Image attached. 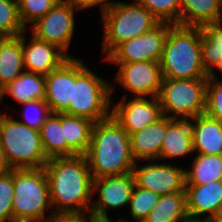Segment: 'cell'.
Segmentation results:
<instances>
[{
    "label": "cell",
    "instance_id": "obj_20",
    "mask_svg": "<svg viewBox=\"0 0 222 222\" xmlns=\"http://www.w3.org/2000/svg\"><path fill=\"white\" fill-rule=\"evenodd\" d=\"M190 120L167 117V131L162 142L159 159H175L193 153Z\"/></svg>",
    "mask_w": 222,
    "mask_h": 222
},
{
    "label": "cell",
    "instance_id": "obj_3",
    "mask_svg": "<svg viewBox=\"0 0 222 222\" xmlns=\"http://www.w3.org/2000/svg\"><path fill=\"white\" fill-rule=\"evenodd\" d=\"M200 27L174 25L167 35L159 61L163 78H207L202 65Z\"/></svg>",
    "mask_w": 222,
    "mask_h": 222
},
{
    "label": "cell",
    "instance_id": "obj_36",
    "mask_svg": "<svg viewBox=\"0 0 222 222\" xmlns=\"http://www.w3.org/2000/svg\"><path fill=\"white\" fill-rule=\"evenodd\" d=\"M79 10L87 9L99 5L101 7V14H104L114 3L108 0H72L71 1Z\"/></svg>",
    "mask_w": 222,
    "mask_h": 222
},
{
    "label": "cell",
    "instance_id": "obj_15",
    "mask_svg": "<svg viewBox=\"0 0 222 222\" xmlns=\"http://www.w3.org/2000/svg\"><path fill=\"white\" fill-rule=\"evenodd\" d=\"M186 210L191 221H213L222 208V180L205 185H186ZM206 218H201V215Z\"/></svg>",
    "mask_w": 222,
    "mask_h": 222
},
{
    "label": "cell",
    "instance_id": "obj_32",
    "mask_svg": "<svg viewBox=\"0 0 222 222\" xmlns=\"http://www.w3.org/2000/svg\"><path fill=\"white\" fill-rule=\"evenodd\" d=\"M19 17L27 29V23L31 25L40 17L46 15L60 0H17Z\"/></svg>",
    "mask_w": 222,
    "mask_h": 222
},
{
    "label": "cell",
    "instance_id": "obj_1",
    "mask_svg": "<svg viewBox=\"0 0 222 222\" xmlns=\"http://www.w3.org/2000/svg\"><path fill=\"white\" fill-rule=\"evenodd\" d=\"M48 178L50 202L56 216H88L93 179L85 156L48 159L43 167Z\"/></svg>",
    "mask_w": 222,
    "mask_h": 222
},
{
    "label": "cell",
    "instance_id": "obj_14",
    "mask_svg": "<svg viewBox=\"0 0 222 222\" xmlns=\"http://www.w3.org/2000/svg\"><path fill=\"white\" fill-rule=\"evenodd\" d=\"M127 95L111 108L112 117L130 135L153 124L163 116L157 97H135L127 101Z\"/></svg>",
    "mask_w": 222,
    "mask_h": 222
},
{
    "label": "cell",
    "instance_id": "obj_25",
    "mask_svg": "<svg viewBox=\"0 0 222 222\" xmlns=\"http://www.w3.org/2000/svg\"><path fill=\"white\" fill-rule=\"evenodd\" d=\"M185 191L161 195L144 222H188Z\"/></svg>",
    "mask_w": 222,
    "mask_h": 222
},
{
    "label": "cell",
    "instance_id": "obj_5",
    "mask_svg": "<svg viewBox=\"0 0 222 222\" xmlns=\"http://www.w3.org/2000/svg\"><path fill=\"white\" fill-rule=\"evenodd\" d=\"M135 1V2H134ZM116 2L102 14L103 54L105 59L123 42L129 41L156 27L160 21L136 0Z\"/></svg>",
    "mask_w": 222,
    "mask_h": 222
},
{
    "label": "cell",
    "instance_id": "obj_21",
    "mask_svg": "<svg viewBox=\"0 0 222 222\" xmlns=\"http://www.w3.org/2000/svg\"><path fill=\"white\" fill-rule=\"evenodd\" d=\"M94 123L88 118L62 113L67 157L85 155L90 146Z\"/></svg>",
    "mask_w": 222,
    "mask_h": 222
},
{
    "label": "cell",
    "instance_id": "obj_22",
    "mask_svg": "<svg viewBox=\"0 0 222 222\" xmlns=\"http://www.w3.org/2000/svg\"><path fill=\"white\" fill-rule=\"evenodd\" d=\"M222 22V0H181V26Z\"/></svg>",
    "mask_w": 222,
    "mask_h": 222
},
{
    "label": "cell",
    "instance_id": "obj_39",
    "mask_svg": "<svg viewBox=\"0 0 222 222\" xmlns=\"http://www.w3.org/2000/svg\"><path fill=\"white\" fill-rule=\"evenodd\" d=\"M89 222H112V220L110 218H98V217H94L89 215ZM119 222H127L126 220H119Z\"/></svg>",
    "mask_w": 222,
    "mask_h": 222
},
{
    "label": "cell",
    "instance_id": "obj_10",
    "mask_svg": "<svg viewBox=\"0 0 222 222\" xmlns=\"http://www.w3.org/2000/svg\"><path fill=\"white\" fill-rule=\"evenodd\" d=\"M173 24L160 22L153 29L120 44L106 59L111 63L159 62Z\"/></svg>",
    "mask_w": 222,
    "mask_h": 222
},
{
    "label": "cell",
    "instance_id": "obj_26",
    "mask_svg": "<svg viewBox=\"0 0 222 222\" xmlns=\"http://www.w3.org/2000/svg\"><path fill=\"white\" fill-rule=\"evenodd\" d=\"M203 35L201 60L207 72V78L218 79L214 66L222 57V22L205 24L200 27Z\"/></svg>",
    "mask_w": 222,
    "mask_h": 222
},
{
    "label": "cell",
    "instance_id": "obj_16",
    "mask_svg": "<svg viewBox=\"0 0 222 222\" xmlns=\"http://www.w3.org/2000/svg\"><path fill=\"white\" fill-rule=\"evenodd\" d=\"M45 101L51 113H65L72 100L75 84V57H69L58 68L45 75Z\"/></svg>",
    "mask_w": 222,
    "mask_h": 222
},
{
    "label": "cell",
    "instance_id": "obj_31",
    "mask_svg": "<svg viewBox=\"0 0 222 222\" xmlns=\"http://www.w3.org/2000/svg\"><path fill=\"white\" fill-rule=\"evenodd\" d=\"M27 29L19 17L17 0H0V33L19 36Z\"/></svg>",
    "mask_w": 222,
    "mask_h": 222
},
{
    "label": "cell",
    "instance_id": "obj_24",
    "mask_svg": "<svg viewBox=\"0 0 222 222\" xmlns=\"http://www.w3.org/2000/svg\"><path fill=\"white\" fill-rule=\"evenodd\" d=\"M6 94H9L19 104L44 100L46 94L45 75L24 71L0 91V102Z\"/></svg>",
    "mask_w": 222,
    "mask_h": 222
},
{
    "label": "cell",
    "instance_id": "obj_12",
    "mask_svg": "<svg viewBox=\"0 0 222 222\" xmlns=\"http://www.w3.org/2000/svg\"><path fill=\"white\" fill-rule=\"evenodd\" d=\"M134 185L133 173L93 179V195L98 191L99 197L95 202L92 201L89 215L109 218L107 208L117 209L128 205Z\"/></svg>",
    "mask_w": 222,
    "mask_h": 222
},
{
    "label": "cell",
    "instance_id": "obj_38",
    "mask_svg": "<svg viewBox=\"0 0 222 222\" xmlns=\"http://www.w3.org/2000/svg\"><path fill=\"white\" fill-rule=\"evenodd\" d=\"M10 171H11V168L6 161L4 150L0 143V176L5 175Z\"/></svg>",
    "mask_w": 222,
    "mask_h": 222
},
{
    "label": "cell",
    "instance_id": "obj_41",
    "mask_svg": "<svg viewBox=\"0 0 222 222\" xmlns=\"http://www.w3.org/2000/svg\"><path fill=\"white\" fill-rule=\"evenodd\" d=\"M214 67H216L217 69H219L220 72L222 71V57H221V59L219 60V62L215 64Z\"/></svg>",
    "mask_w": 222,
    "mask_h": 222
},
{
    "label": "cell",
    "instance_id": "obj_33",
    "mask_svg": "<svg viewBox=\"0 0 222 222\" xmlns=\"http://www.w3.org/2000/svg\"><path fill=\"white\" fill-rule=\"evenodd\" d=\"M14 199L13 169L0 176V222H13L12 204Z\"/></svg>",
    "mask_w": 222,
    "mask_h": 222
},
{
    "label": "cell",
    "instance_id": "obj_17",
    "mask_svg": "<svg viewBox=\"0 0 222 222\" xmlns=\"http://www.w3.org/2000/svg\"><path fill=\"white\" fill-rule=\"evenodd\" d=\"M26 31L22 33L24 69L28 72L49 74L69 57L57 46L38 39L34 35L26 45Z\"/></svg>",
    "mask_w": 222,
    "mask_h": 222
},
{
    "label": "cell",
    "instance_id": "obj_18",
    "mask_svg": "<svg viewBox=\"0 0 222 222\" xmlns=\"http://www.w3.org/2000/svg\"><path fill=\"white\" fill-rule=\"evenodd\" d=\"M167 131V116L163 115L153 124L129 135L134 160H159L162 142Z\"/></svg>",
    "mask_w": 222,
    "mask_h": 222
},
{
    "label": "cell",
    "instance_id": "obj_9",
    "mask_svg": "<svg viewBox=\"0 0 222 222\" xmlns=\"http://www.w3.org/2000/svg\"><path fill=\"white\" fill-rule=\"evenodd\" d=\"M76 9L71 1H59L45 16L32 24V34L72 57L67 51L74 35Z\"/></svg>",
    "mask_w": 222,
    "mask_h": 222
},
{
    "label": "cell",
    "instance_id": "obj_27",
    "mask_svg": "<svg viewBox=\"0 0 222 222\" xmlns=\"http://www.w3.org/2000/svg\"><path fill=\"white\" fill-rule=\"evenodd\" d=\"M40 137L47 159L67 157L62 113H51L41 126Z\"/></svg>",
    "mask_w": 222,
    "mask_h": 222
},
{
    "label": "cell",
    "instance_id": "obj_8",
    "mask_svg": "<svg viewBox=\"0 0 222 222\" xmlns=\"http://www.w3.org/2000/svg\"><path fill=\"white\" fill-rule=\"evenodd\" d=\"M206 87L207 78H163L157 96L163 115L171 119L190 120L204 114Z\"/></svg>",
    "mask_w": 222,
    "mask_h": 222
},
{
    "label": "cell",
    "instance_id": "obj_2",
    "mask_svg": "<svg viewBox=\"0 0 222 222\" xmlns=\"http://www.w3.org/2000/svg\"><path fill=\"white\" fill-rule=\"evenodd\" d=\"M85 158L92 179L132 173L136 164L127 131L112 117L94 123Z\"/></svg>",
    "mask_w": 222,
    "mask_h": 222
},
{
    "label": "cell",
    "instance_id": "obj_37",
    "mask_svg": "<svg viewBox=\"0 0 222 222\" xmlns=\"http://www.w3.org/2000/svg\"><path fill=\"white\" fill-rule=\"evenodd\" d=\"M48 222H89L88 216H55Z\"/></svg>",
    "mask_w": 222,
    "mask_h": 222
},
{
    "label": "cell",
    "instance_id": "obj_13",
    "mask_svg": "<svg viewBox=\"0 0 222 222\" xmlns=\"http://www.w3.org/2000/svg\"><path fill=\"white\" fill-rule=\"evenodd\" d=\"M137 167L136 162L132 173L137 187L159 195L185 191V169L167 163H154V161L140 168Z\"/></svg>",
    "mask_w": 222,
    "mask_h": 222
},
{
    "label": "cell",
    "instance_id": "obj_23",
    "mask_svg": "<svg viewBox=\"0 0 222 222\" xmlns=\"http://www.w3.org/2000/svg\"><path fill=\"white\" fill-rule=\"evenodd\" d=\"M24 71L22 34L7 36L0 45V91Z\"/></svg>",
    "mask_w": 222,
    "mask_h": 222
},
{
    "label": "cell",
    "instance_id": "obj_11",
    "mask_svg": "<svg viewBox=\"0 0 222 222\" xmlns=\"http://www.w3.org/2000/svg\"><path fill=\"white\" fill-rule=\"evenodd\" d=\"M119 65L116 80L135 97H157L163 75L159 62L113 63Z\"/></svg>",
    "mask_w": 222,
    "mask_h": 222
},
{
    "label": "cell",
    "instance_id": "obj_6",
    "mask_svg": "<svg viewBox=\"0 0 222 222\" xmlns=\"http://www.w3.org/2000/svg\"><path fill=\"white\" fill-rule=\"evenodd\" d=\"M113 87L92 72L81 59L75 58V84L65 113L88 118L95 123L109 118Z\"/></svg>",
    "mask_w": 222,
    "mask_h": 222
},
{
    "label": "cell",
    "instance_id": "obj_30",
    "mask_svg": "<svg viewBox=\"0 0 222 222\" xmlns=\"http://www.w3.org/2000/svg\"><path fill=\"white\" fill-rule=\"evenodd\" d=\"M160 22L181 26V0H136Z\"/></svg>",
    "mask_w": 222,
    "mask_h": 222
},
{
    "label": "cell",
    "instance_id": "obj_35",
    "mask_svg": "<svg viewBox=\"0 0 222 222\" xmlns=\"http://www.w3.org/2000/svg\"><path fill=\"white\" fill-rule=\"evenodd\" d=\"M26 108L30 109L32 114H29L27 111L22 113L23 121H20L22 124L27 127L40 130L41 126L45 122L46 118L51 114L48 104L45 100H34L26 103H22Z\"/></svg>",
    "mask_w": 222,
    "mask_h": 222
},
{
    "label": "cell",
    "instance_id": "obj_42",
    "mask_svg": "<svg viewBox=\"0 0 222 222\" xmlns=\"http://www.w3.org/2000/svg\"><path fill=\"white\" fill-rule=\"evenodd\" d=\"M6 37H7L6 35L0 33V45H1L2 41H3Z\"/></svg>",
    "mask_w": 222,
    "mask_h": 222
},
{
    "label": "cell",
    "instance_id": "obj_7",
    "mask_svg": "<svg viewBox=\"0 0 222 222\" xmlns=\"http://www.w3.org/2000/svg\"><path fill=\"white\" fill-rule=\"evenodd\" d=\"M0 143L11 169L43 168L48 161L40 132L0 113Z\"/></svg>",
    "mask_w": 222,
    "mask_h": 222
},
{
    "label": "cell",
    "instance_id": "obj_34",
    "mask_svg": "<svg viewBox=\"0 0 222 222\" xmlns=\"http://www.w3.org/2000/svg\"><path fill=\"white\" fill-rule=\"evenodd\" d=\"M205 113L222 122V81L207 78Z\"/></svg>",
    "mask_w": 222,
    "mask_h": 222
},
{
    "label": "cell",
    "instance_id": "obj_29",
    "mask_svg": "<svg viewBox=\"0 0 222 222\" xmlns=\"http://www.w3.org/2000/svg\"><path fill=\"white\" fill-rule=\"evenodd\" d=\"M160 197L157 193L134 185L129 202L131 218L136 222H144Z\"/></svg>",
    "mask_w": 222,
    "mask_h": 222
},
{
    "label": "cell",
    "instance_id": "obj_19",
    "mask_svg": "<svg viewBox=\"0 0 222 222\" xmlns=\"http://www.w3.org/2000/svg\"><path fill=\"white\" fill-rule=\"evenodd\" d=\"M193 150L198 154L222 155V122L206 113L190 119Z\"/></svg>",
    "mask_w": 222,
    "mask_h": 222
},
{
    "label": "cell",
    "instance_id": "obj_40",
    "mask_svg": "<svg viewBox=\"0 0 222 222\" xmlns=\"http://www.w3.org/2000/svg\"><path fill=\"white\" fill-rule=\"evenodd\" d=\"M211 222H222V208L220 209L218 216Z\"/></svg>",
    "mask_w": 222,
    "mask_h": 222
},
{
    "label": "cell",
    "instance_id": "obj_43",
    "mask_svg": "<svg viewBox=\"0 0 222 222\" xmlns=\"http://www.w3.org/2000/svg\"><path fill=\"white\" fill-rule=\"evenodd\" d=\"M188 222H211V221H191V220H189Z\"/></svg>",
    "mask_w": 222,
    "mask_h": 222
},
{
    "label": "cell",
    "instance_id": "obj_4",
    "mask_svg": "<svg viewBox=\"0 0 222 222\" xmlns=\"http://www.w3.org/2000/svg\"><path fill=\"white\" fill-rule=\"evenodd\" d=\"M13 222H48L56 215L50 202L48 178L43 168L13 169ZM51 209L46 218V211Z\"/></svg>",
    "mask_w": 222,
    "mask_h": 222
},
{
    "label": "cell",
    "instance_id": "obj_28",
    "mask_svg": "<svg viewBox=\"0 0 222 222\" xmlns=\"http://www.w3.org/2000/svg\"><path fill=\"white\" fill-rule=\"evenodd\" d=\"M192 167L185 169L186 185H205L222 180V155L198 154Z\"/></svg>",
    "mask_w": 222,
    "mask_h": 222
}]
</instances>
